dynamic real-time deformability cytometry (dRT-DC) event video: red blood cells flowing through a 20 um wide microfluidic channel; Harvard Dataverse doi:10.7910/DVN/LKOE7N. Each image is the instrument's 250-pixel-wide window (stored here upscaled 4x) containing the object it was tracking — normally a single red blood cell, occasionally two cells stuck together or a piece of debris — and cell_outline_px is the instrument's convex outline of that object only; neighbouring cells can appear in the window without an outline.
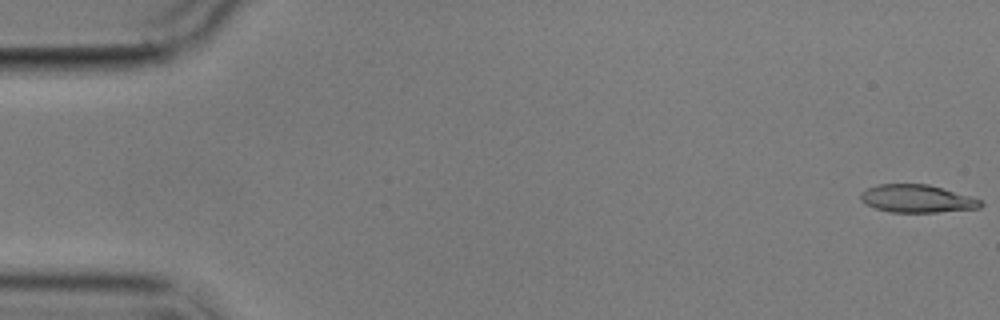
{"species": "common noctule bat (a hibernating species)", "species_latin": "Nyctalus noctula", "temperature_condition": "cold", "stored_images_in_passage": 5, "camera_frame_rate_fps": 3000, "um_per_image_px": 0.085, "animal": {"sex": "male", "body_mass_g": 17.9}, "frame": {"image": 1, "passage_image": 1, "time_ms": 0.0, "image_size_px": [1000, 320], "cell_outline_px": [[984, 204], [980, 208], [936, 212], [892, 212], [876, 208], [860, 200], [860, 192], [876, 184], [928, 184], [972, 196], [980, 200]], "centroid_in_image_um": [77.96, 16.88], "position_along_channel_um": 7.0, "area_um2": 19.42}}
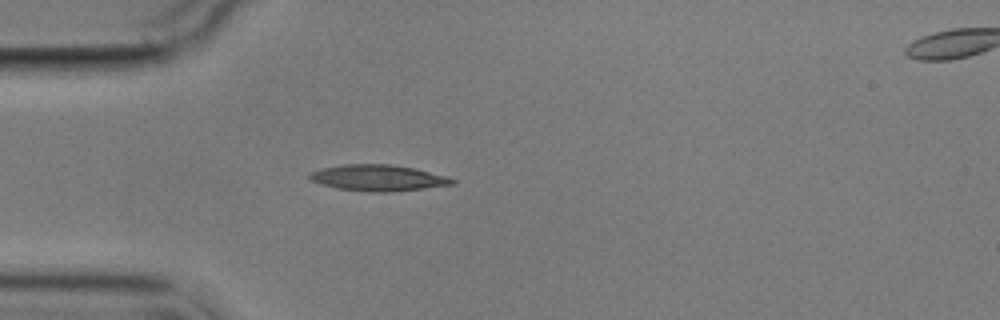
{"frame": {"image": 2, "passage_image": 4, "time_ms": 5.0, "image_size_px": [1000, 320], "cell_outline_px": [[456, 184], [392, 192], [372, 192], [336, 188], [320, 184], [308, 180], [308, 172], [324, 168], [344, 164], [388, 164], [412, 168], [448, 176], [456, 180]], "centroid_in_image_um": [32.11, 15.12], "position_along_channel_um": 52.9, "area_um2": 21.79}}